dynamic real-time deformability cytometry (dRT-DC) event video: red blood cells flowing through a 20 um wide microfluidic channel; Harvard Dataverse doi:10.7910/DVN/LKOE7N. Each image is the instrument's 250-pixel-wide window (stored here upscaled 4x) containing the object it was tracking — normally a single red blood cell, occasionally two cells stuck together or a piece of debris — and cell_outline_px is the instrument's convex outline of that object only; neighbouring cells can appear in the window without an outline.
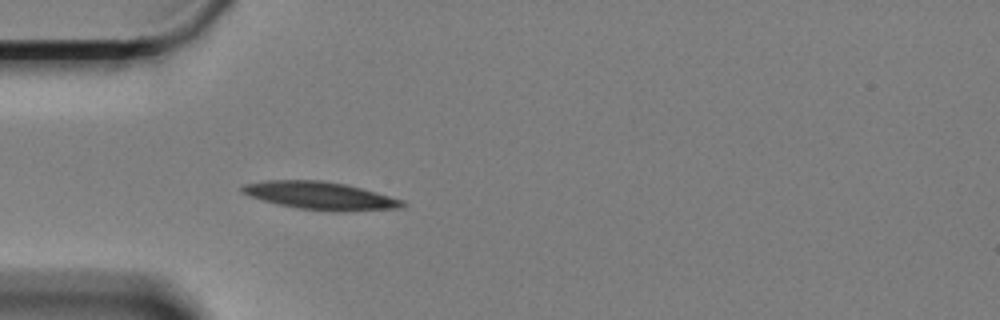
{"species": "Egyptian fruit bat (a non-hibernating species)", "species_latin": "Rousettus aegyptiacus", "temperature_condition": "cold", "stored_images_in_passage": 41, "camera_frame_rate_fps": 3000, "um_per_image_px": 0.085, "animal": {"sex": "female"}, "frame": {"image": 1, "passage_image": 1, "time_ms": 0.0, "image_size_px": [1000, 320], "cell_outline_px": [[408, 204], [400, 208], [340, 212], [336, 212], [296, 208], [276, 204], [240, 192], [240, 188], [244, 184], [268, 180], [320, 180], [344, 184], [376, 192], [404, 200]], "centroid_in_image_um": [27.24, 16.64], "position_along_channel_um": 57.8, "area_um2": 25.95}}
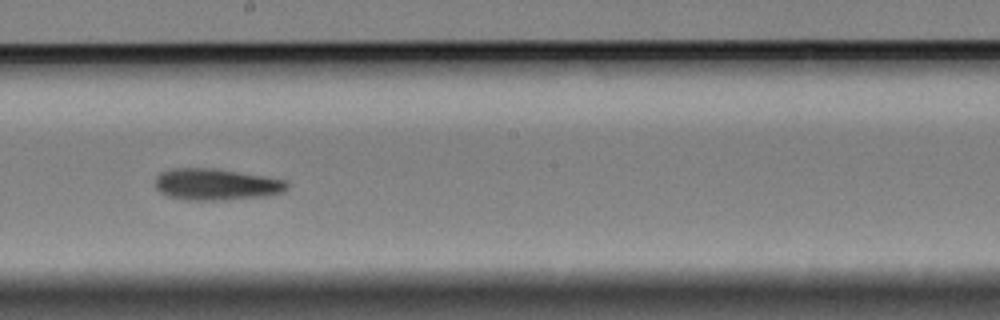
{"frame": {"image": 2, "passage_image": 17, "time_ms": 5.333, "image_size_px": [1000, 320], "cell_outline_px": [[288, 188], [284, 192], [268, 196], [224, 200], [184, 200], [168, 196], [160, 192], [156, 188], [156, 176], [160, 172], [172, 168], [212, 168], [264, 176], [288, 180]], "centroid_in_image_um": [18.39, 15.68], "position_along_channel_um": 229.8, "area_um2": 24.45}}
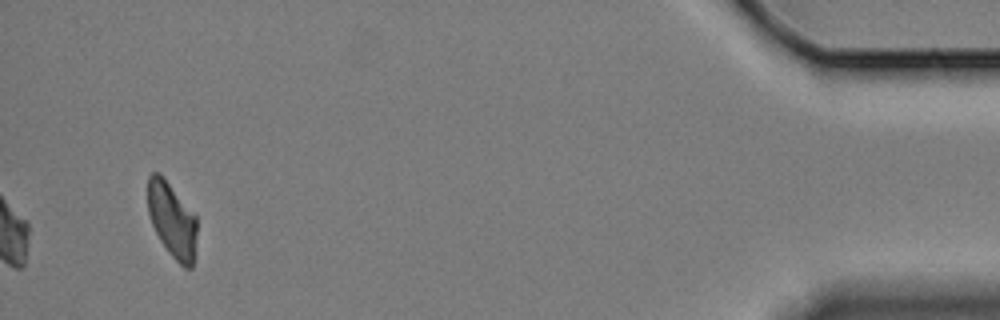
{"frame": {"image": 3, "passage_image": 41, "time_ms": 13.333, "image_size_px": [1000, 320], "cell_outline_px": [[196, 256], [192, 268], [184, 268], [168, 252], [160, 240], [152, 224], [148, 212], [148, 176], [152, 172], [160, 172], [164, 176], [196, 216]], "centroid_in_image_um": [14.64, 18.7], "position_along_channel_um": 420.6, "area_um2": 21.73}, "authors_computed_cell_mechanics": {"area_um2": 23.7558, "velocity_mm_per_s": 3.2963, "shape_relaxation_time_tau1_ms": 9.7059, "shape_relaxation_time_tau2_ms": 7.1685, "deformation_change_tau1": 0.1971, "deformation_change_tau2": 0.1536}}